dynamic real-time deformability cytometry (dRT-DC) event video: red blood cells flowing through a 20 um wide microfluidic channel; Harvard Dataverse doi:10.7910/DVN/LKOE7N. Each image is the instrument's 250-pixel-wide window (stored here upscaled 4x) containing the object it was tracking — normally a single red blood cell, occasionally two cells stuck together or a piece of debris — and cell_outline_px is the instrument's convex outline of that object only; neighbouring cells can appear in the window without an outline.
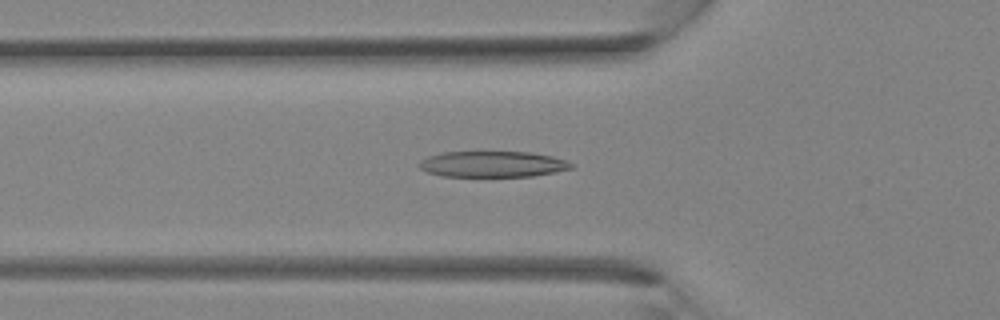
{"species": "Egyptian fruit bat (a non-hibernating species)", "species_latin": "Rousettus aegyptiacus", "temperature_condition": "room temperature", "stored_images_in_passage": 35, "camera_frame_rate_fps": 3000, "um_per_image_px": 0.085, "animal": {"sex": "female"}, "frame": {"image": 1, "passage_image": 12, "time_ms": 3.667, "image_size_px": [1000, 320], "cell_outline_px": [[572, 168], [532, 176], [440, 176], [428, 172], [420, 168], [420, 160], [428, 156], [440, 152], [532, 152], [552, 156], [564, 160], [572, 164]], "centroid_in_image_um": [41.83, 13.94], "position_along_channel_um": 84.0, "area_um2": 22.77}}
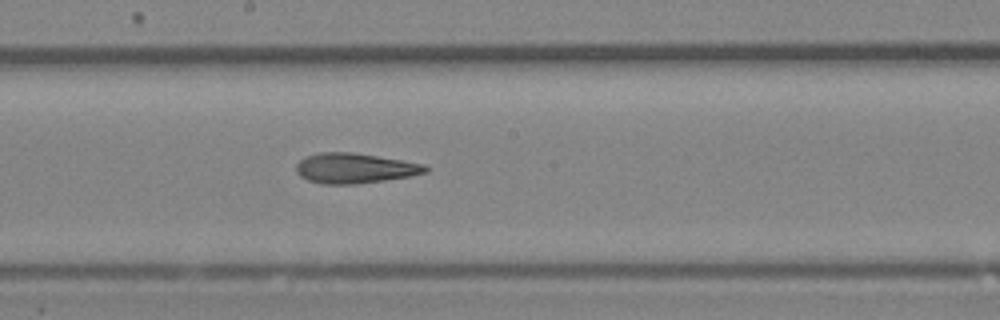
{"frame": {"image": 2, "passage_image": 19, "time_ms": 6.0, "image_size_px": [1000, 320], "cell_outline_px": [[428, 172], [408, 176], [384, 180], [356, 184], [324, 184], [308, 180], [300, 176], [296, 172], [296, 164], [304, 156], [320, 152], [352, 152], [424, 164], [428, 168]], "centroid_in_image_um": [30.1, 14.29], "position_along_channel_um": 218.1, "area_um2": 22.54}}
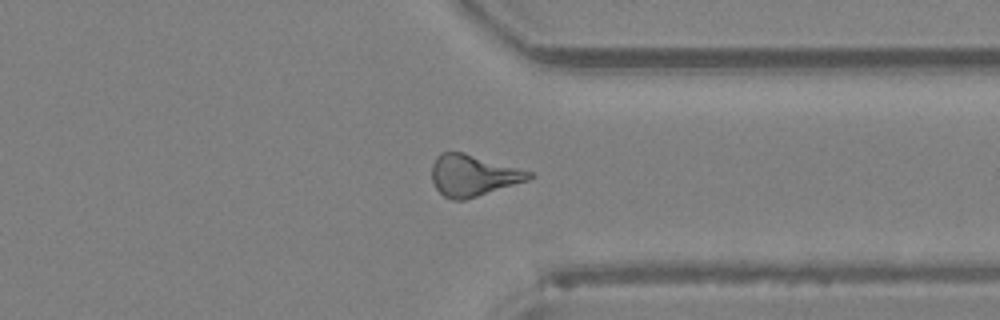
{"frame": {"image": 3, "passage_image": 27, "time_ms": 8.667, "image_size_px": [1000, 320], "cell_outline_px": [[536, 176], [528, 180], [464, 200], [452, 200], [444, 196], [436, 188], [432, 180], [432, 164], [436, 156], [440, 152], [464, 152], [532, 172]], "centroid_in_image_um": [40.19, 14.9], "position_along_channel_um": 371.2, "area_um2": 23.29}}